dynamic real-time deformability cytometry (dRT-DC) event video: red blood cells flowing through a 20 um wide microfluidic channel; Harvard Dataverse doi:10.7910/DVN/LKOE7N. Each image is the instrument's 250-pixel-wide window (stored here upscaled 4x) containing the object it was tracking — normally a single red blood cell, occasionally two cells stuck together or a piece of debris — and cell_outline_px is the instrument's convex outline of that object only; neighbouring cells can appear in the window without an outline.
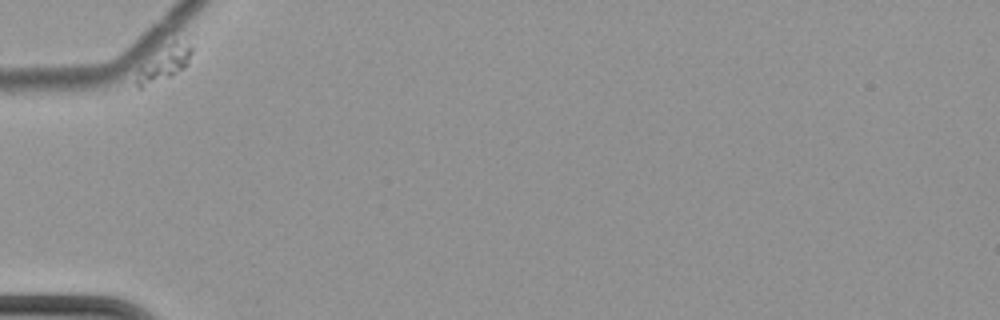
{"species": "common noctule bat (a hibernating species)", "species_latin": "Nyctalus noctula", "temperature_condition": "cold", "stored_images_in_passage": 13, "camera_frame_rate_fps": 3000, "um_per_image_px": 0.085, "animal": {"sex": "female", "body_mass_g": 22.7, "forearm_length_mm": 54.2}, "frame": {"image": 1, "passage_image": 1, "time_ms": 0.0, "image_size_px": [1000, 320], "cell_outline_px": [[192, 52], [188, 64], [184, 68], [172, 76], [144, 88], [136, 88], [136, 68], [168, 44], [192, 44]], "centroid_in_image_um": [13.88, 5.49], "position_along_channel_um": 71.1, "area_um2": 10.92}}
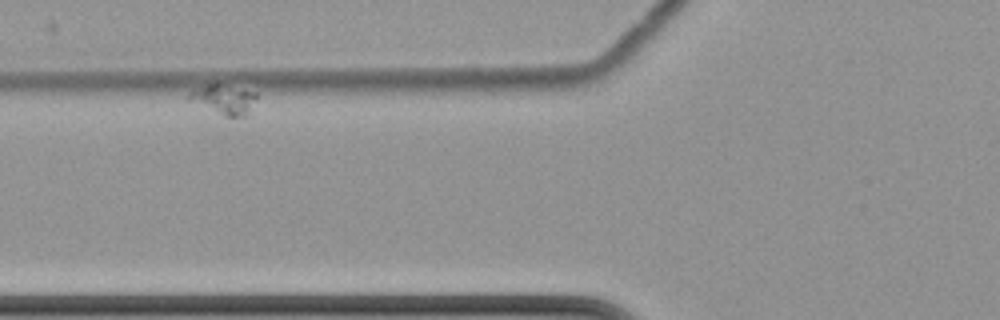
{"frame": {"image": 2, "passage_image": 3, "time_ms": 2.333, "image_size_px": [1000, 320], "cell_outline_px": [[256, 96], [248, 116], [224, 116], [188, 100], [188, 96], [192, 92], [216, 80], [256, 92]], "centroid_in_image_um": [19.07, 8.4], "position_along_channel_um": 106.7, "area_um2": 11.85}}
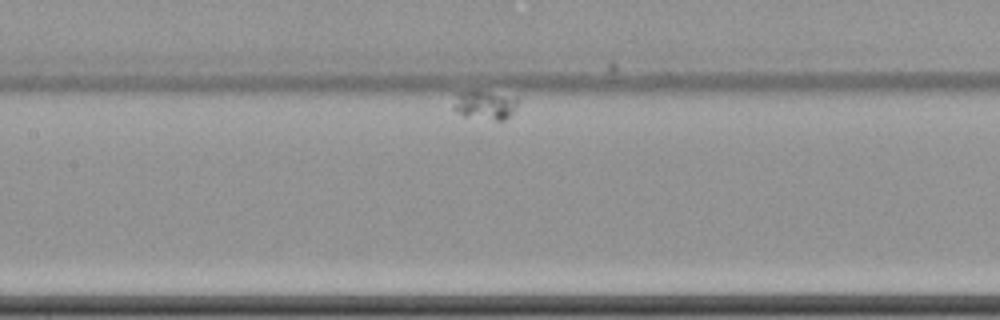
{"frame": {"image": 3, "passage_image": 6, "time_ms": 6.0, "image_size_px": [1000, 320], "cell_outline_px": [[516, 108], [504, 120], [496, 120], [464, 116], [456, 112], [452, 108], [452, 104], [456, 92], [472, 88], [476, 88], [516, 96]], "centroid_in_image_um": [41.14, 8.85], "position_along_channel_um": 166.3, "area_um2": 11.5}}